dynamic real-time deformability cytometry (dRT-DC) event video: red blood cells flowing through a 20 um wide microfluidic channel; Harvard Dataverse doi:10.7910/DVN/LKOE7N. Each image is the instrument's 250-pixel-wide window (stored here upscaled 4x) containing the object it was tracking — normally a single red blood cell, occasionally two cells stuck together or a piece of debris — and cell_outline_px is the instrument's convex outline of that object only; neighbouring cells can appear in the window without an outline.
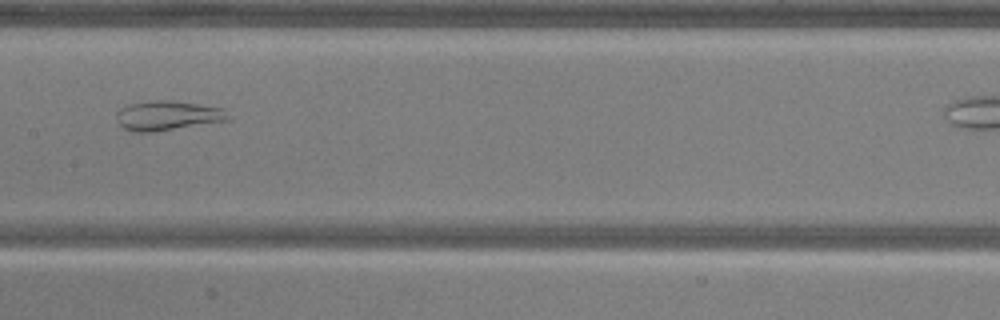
{"species": "common noctule bat (a hibernating species)", "species_latin": "Nyctalus noctula", "temperature_condition": "warm", "stored_images_in_passage": 34, "camera_frame_rate_fps": 3000, "um_per_image_px": 0.085, "animal": {"sex": "male", "body_mass_g": 20.5, "forearm_length_mm": 52.5}, "frame": {"image": 1, "passage_image": 17, "time_ms": 5.333, "image_size_px": [1000, 320], "cell_outline_px": [[232, 120], [148, 132], [132, 132], [124, 128], [116, 120], [116, 112], [120, 108], [128, 104], [148, 100], [172, 100], [224, 108]], "centroid_in_image_um": [14.23, 9.81], "position_along_channel_um": 193.2, "area_um2": 19.36}}
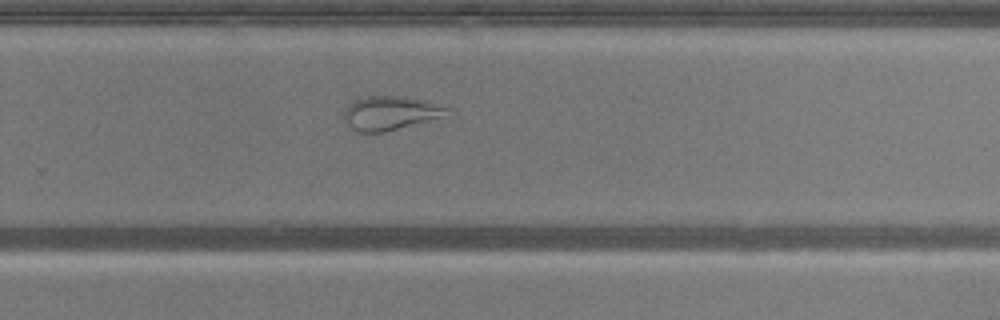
{"frame": {"image": 2, "passage_image": 25, "time_ms": 8.0, "image_size_px": [1000, 320], "cell_outline_px": [[448, 108], [440, 116], [428, 120], [384, 132], [356, 132], [348, 124], [344, 116], [344, 108], [352, 100], [364, 96], [404, 96], [428, 100], [448, 104]], "centroid_in_image_um": [33.14, 9.57], "position_along_channel_um": 296.7, "area_um2": 20.35}}
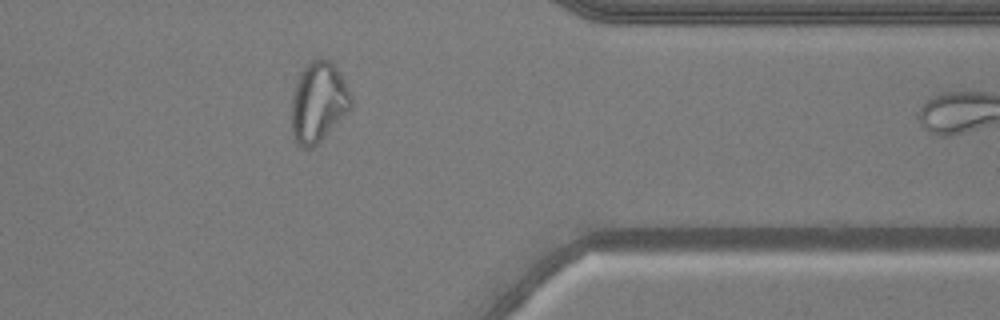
{"frame": {"image": 3, "passage_image": 33, "time_ms": 10.667, "image_size_px": [1000, 320], "cell_outline_px": [[352, 108], [312, 148], [304, 148], [296, 144], [292, 136], [292, 96], [296, 80], [300, 72], [312, 60], [332, 60], [340, 72], [352, 96]], "centroid_in_image_um": [27.06, 8.68], "position_along_channel_um": 384.3, "area_um2": 27.8}}